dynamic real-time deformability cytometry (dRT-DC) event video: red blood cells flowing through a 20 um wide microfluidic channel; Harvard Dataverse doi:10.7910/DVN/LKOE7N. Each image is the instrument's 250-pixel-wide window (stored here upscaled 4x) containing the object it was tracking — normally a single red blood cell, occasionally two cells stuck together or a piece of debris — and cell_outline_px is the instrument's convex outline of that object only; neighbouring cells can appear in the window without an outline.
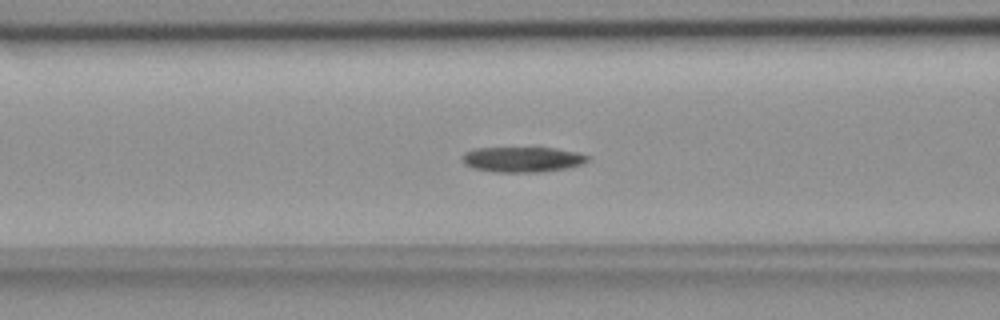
{"species": "common noctule bat (a hibernating species)", "species_latin": "Nyctalus noctula", "temperature_condition": "room temperature", "stored_images_in_passage": 55, "camera_frame_rate_fps": 3000, "um_per_image_px": 0.085, "animal": {"sex": "female", "body_mass_g": 18.4}, "frame": {"image": 1, "passage_image": 22, "time_ms": 7.0, "image_size_px": [1000, 320], "cell_outline_px": [[592, 156], [584, 164], [568, 168], [540, 172], [496, 172], [472, 168], [464, 164], [460, 160], [464, 152], [472, 148], [556, 148], [576, 152]], "centroid_in_image_um": [44.4, 13.55], "position_along_channel_um": 122.2, "area_um2": 18.79}}
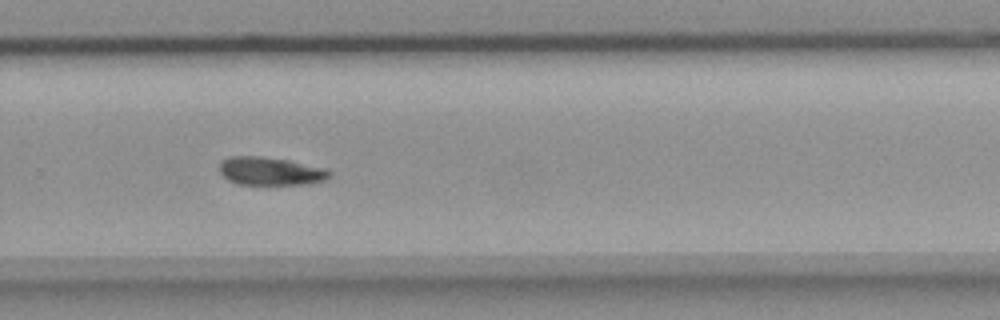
{"frame": {"image": 2, "passage_image": 37, "time_ms": 12.0, "image_size_px": [1000, 320], "cell_outline_px": [[332, 176], [328, 180], [304, 184], [236, 184], [228, 180], [220, 172], [220, 160], [228, 156], [260, 156], [288, 160], [324, 168], [332, 172]], "centroid_in_image_um": [22.99, 14.54], "position_along_channel_um": 306.8, "area_um2": 18.15}}
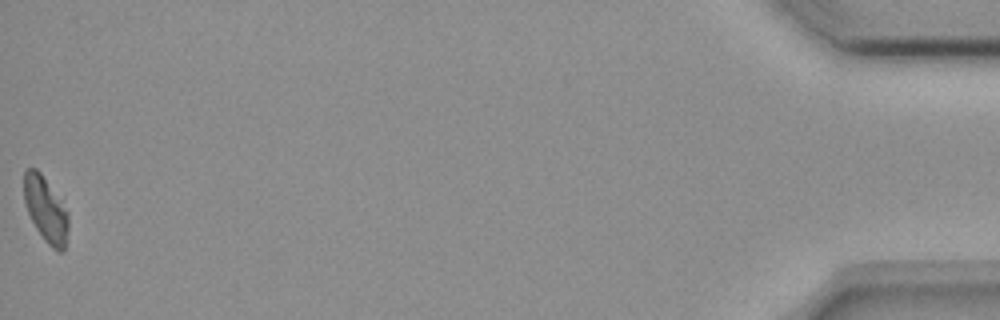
{"frame": {"image": 3, "passage_image": 55, "time_ms": 18.0, "image_size_px": [1000, 320], "cell_outline_px": [[68, 228], [64, 252], [60, 252], [52, 248], [44, 240], [36, 228], [28, 212], [24, 200], [24, 172], [28, 168], [36, 168], [40, 172], [60, 200], [68, 212]], "centroid_in_image_um": [3.89, 17.83], "position_along_channel_um": 431.3, "area_um2": 16.65}}